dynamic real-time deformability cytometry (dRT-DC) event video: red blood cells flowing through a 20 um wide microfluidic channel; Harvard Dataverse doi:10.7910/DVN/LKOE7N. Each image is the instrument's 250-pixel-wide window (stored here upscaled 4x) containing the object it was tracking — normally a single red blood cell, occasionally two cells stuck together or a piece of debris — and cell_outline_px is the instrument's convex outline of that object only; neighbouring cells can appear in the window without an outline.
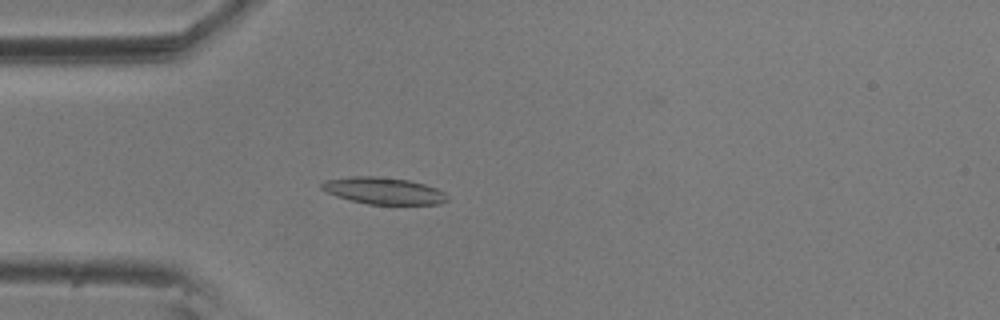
{"species": "common noctule bat (a hibernating species)", "species_latin": "Nyctalus noctula", "temperature_condition": "room temperature", "stored_images_in_passage": 34, "camera_frame_rate_fps": 3000, "um_per_image_px": 0.085, "animal": {"sex": "male", "body_mass_g": 20.5, "forearm_length_mm": 52.5}, "frame": {"image": 1, "passage_image": 5, "time_ms": 1.333, "image_size_px": [1000, 320], "cell_outline_px": [[448, 200], [440, 204], [368, 204], [336, 196], [320, 188], [320, 184], [324, 180], [352, 176], [376, 176], [408, 180], [424, 184], [436, 188], [444, 192], [448, 196]], "centroid_in_image_um": [32.6, 16.21], "position_along_channel_um": 52.4, "area_um2": 19.54}}
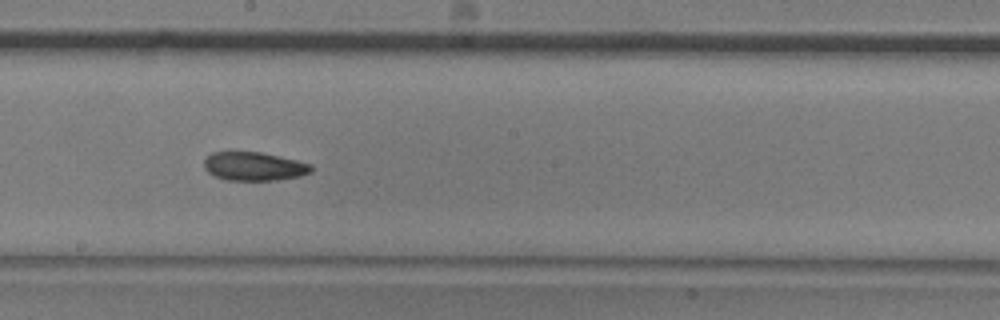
{"frame": {"image": 2, "passage_image": 20, "time_ms": 6.333, "image_size_px": [1000, 320], "cell_outline_px": [[312, 172], [300, 176], [276, 180], [224, 180], [208, 172], [204, 168], [204, 160], [212, 152], [260, 152], [296, 160], [312, 164]], "centroid_in_image_um": [21.59, 14.14], "position_along_channel_um": 226.6, "area_um2": 17.8}}
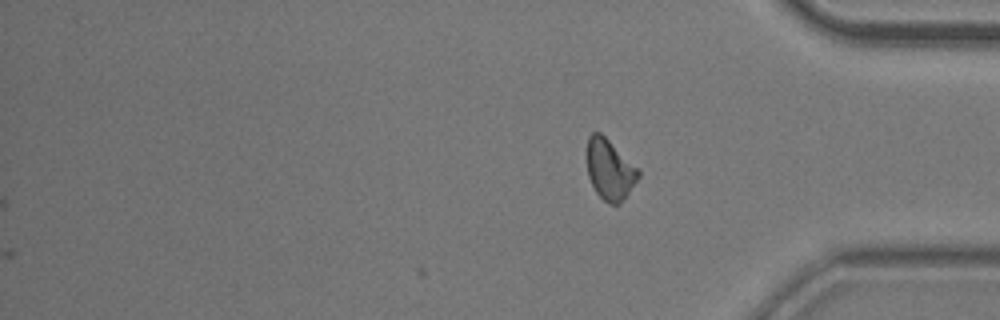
{"frame": {"image": 3, "passage_image": 34, "time_ms": 11.0, "image_size_px": [1000, 320], "cell_outline_px": [[640, 176], [628, 192], [616, 204], [608, 204], [596, 192], [588, 176], [588, 136], [592, 132], [600, 132], [640, 168]], "centroid_in_image_um": [51.85, 14.37], "position_along_channel_um": 383.4, "area_um2": 17.86}, "authors_computed_cell_mechanics": {"area_um2": 18.6116, "velocity_mm_per_s": 3.6152, "shape_relaxation_time_tau1_ms": 7.5364, "shape_relaxation_time_tau2_ms": 9.0508, "deformation_change_tau1": 0.1472, "deformation_change_tau2": 0.1721}}